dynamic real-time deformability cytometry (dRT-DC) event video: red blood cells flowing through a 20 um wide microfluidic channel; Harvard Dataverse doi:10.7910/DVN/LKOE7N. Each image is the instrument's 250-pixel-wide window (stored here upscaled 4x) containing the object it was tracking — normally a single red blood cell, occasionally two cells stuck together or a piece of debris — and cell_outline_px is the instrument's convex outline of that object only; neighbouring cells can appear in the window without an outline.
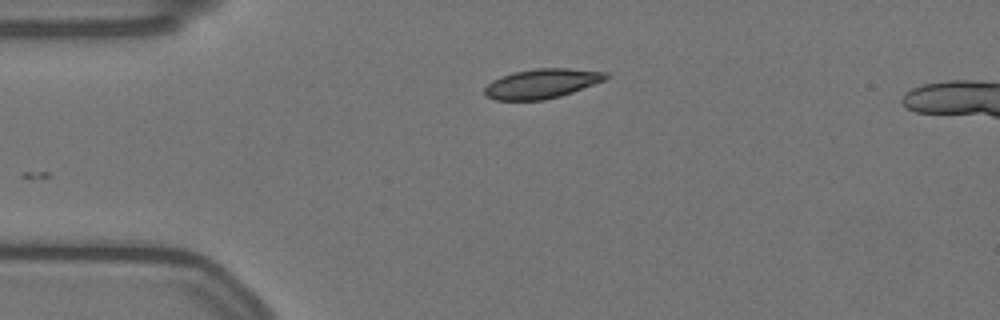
{"species": "Egyptian fruit bat (a non-hibernating species)", "species_latin": "Rousettus aegyptiacus", "temperature_condition": "warm", "stored_images_in_passage": 42, "camera_frame_rate_fps": 3000, "um_per_image_px": 0.085, "animal": {"sex": "female"}, "frame": {"image": 1, "passage_image": 1, "time_ms": 0.0, "image_size_px": [1000, 320], "cell_outline_px": [[608, 76], [604, 80], [572, 92], [560, 96], [544, 100], [496, 100], [484, 96], [484, 88], [492, 80], [500, 76], [512, 72], [536, 68], [568, 68], [608, 72]], "centroid_in_image_um": [46.01, 7.1], "position_along_channel_um": 39.0, "area_um2": 20.92}}
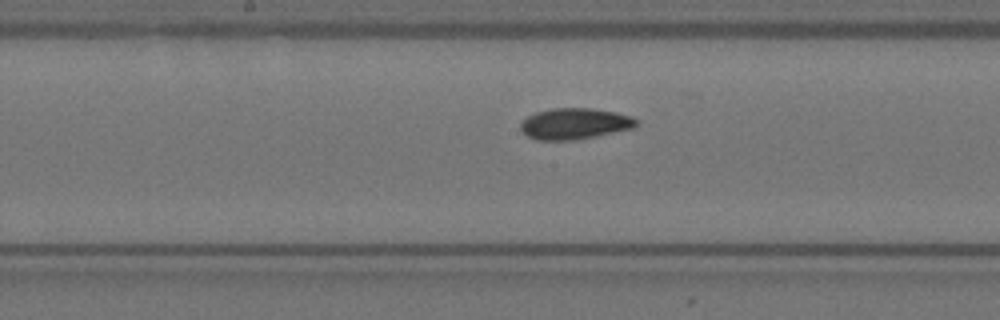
{"frame": {"image": 2, "passage_image": 17, "time_ms": 5.333, "image_size_px": [1000, 320], "cell_outline_px": [[640, 124], [632, 128], [596, 136], [576, 140], [536, 140], [520, 132], [520, 124], [528, 116], [536, 112], [552, 108], [592, 108], [616, 112], [632, 116], [640, 120]], "centroid_in_image_um": [48.87, 10.51], "position_along_channel_um": 199.3, "area_um2": 21.21}}
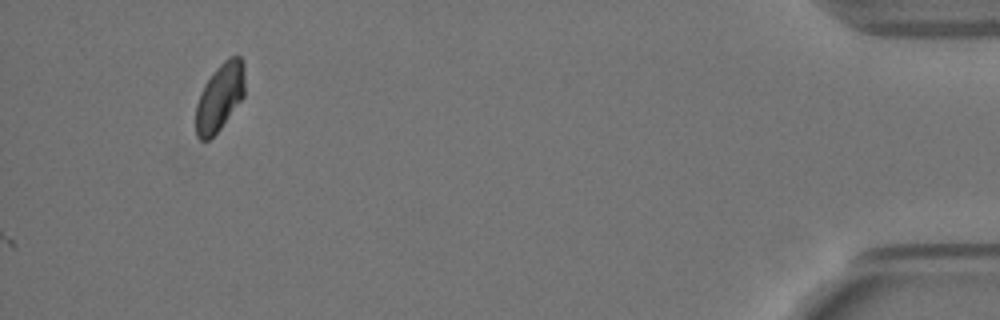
{"frame": {"image": 3, "passage_image": 42, "time_ms": 13.667, "image_size_px": [1000, 320], "cell_outline_px": [[244, 96], [220, 128], [208, 140], [200, 140], [196, 136], [196, 104], [200, 92], [204, 84], [212, 72], [228, 56], [240, 56], [244, 60]], "centroid_in_image_um": [18.68, 8.22], "position_along_channel_um": 416.5, "area_um2": 19.31}, "authors_computed_cell_mechanics": {"area_um2": 20.8658, "velocity_mm_per_s": 3.4892, "shape_relaxation_time_tau1_ms": 4.8761, "shape_relaxation_time_tau2_ms": null, "deformation_change_tau1": 0.1159, "deformation_change_tau2": null}}